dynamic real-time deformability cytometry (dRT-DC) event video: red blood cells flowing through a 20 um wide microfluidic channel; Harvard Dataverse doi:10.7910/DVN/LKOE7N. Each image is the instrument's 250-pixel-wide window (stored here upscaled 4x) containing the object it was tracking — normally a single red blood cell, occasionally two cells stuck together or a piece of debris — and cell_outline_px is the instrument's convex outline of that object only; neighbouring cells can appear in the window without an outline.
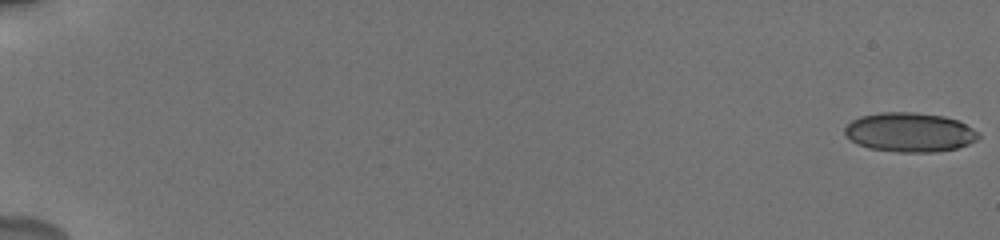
{"species": "human", "species_latin": "Homo sapiens", "temperature_condition": "cold", "stored_images_in_passage": 77, "camera_frame_rate_fps": 3000, "um_per_image_px": 0.085, "donor": {"sex": "male"}, "frame": {"image": 1, "passage_image": 1, "time_ms": 0.0, "image_size_px": [1000, 240], "cell_outline_px": [[980, 136], [976, 140], [968, 144], [956, 148], [932, 152], [896, 152], [868, 148], [852, 140], [844, 132], [844, 128], [852, 120], [860, 116], [880, 112], [916, 112], [944, 116], [956, 120], [972, 128]], "centroid_in_image_um": [77.3, 11.24], "position_along_channel_um": 7.7, "area_um2": 30.4}}
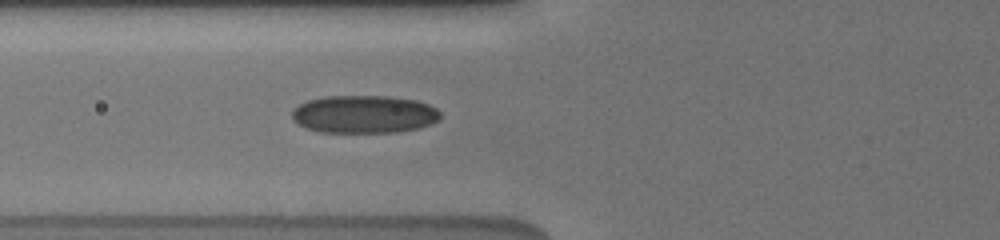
{"frame": {"image": 2, "passage_image": 57, "time_ms": 7.667, "image_size_px": [1000, 240], "cell_outline_px": [[440, 120], [420, 128], [396, 132], [320, 132], [308, 128], [292, 120], [292, 108], [308, 100], [324, 96], [388, 96], [416, 100], [428, 104], [436, 108], [440, 112]], "centroid_in_image_um": [30.96, 9.7], "position_along_channel_um": 94.8, "area_um2": 32.83}}
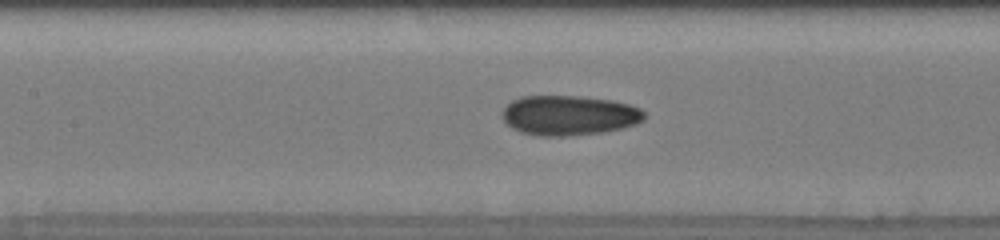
{"frame": {"image": 3, "passage_image": 71, "time_ms": 9.333, "image_size_px": [1000, 240], "cell_outline_px": [[644, 120], [636, 124], [620, 128], [600, 132], [560, 136], [540, 136], [520, 132], [512, 128], [500, 116], [500, 112], [512, 100], [520, 96], [580, 96], [612, 100], [628, 104], [640, 108], [644, 112]], "centroid_in_image_um": [48.33, 9.79], "position_along_channel_um": 159.1, "area_um2": 32.95}}